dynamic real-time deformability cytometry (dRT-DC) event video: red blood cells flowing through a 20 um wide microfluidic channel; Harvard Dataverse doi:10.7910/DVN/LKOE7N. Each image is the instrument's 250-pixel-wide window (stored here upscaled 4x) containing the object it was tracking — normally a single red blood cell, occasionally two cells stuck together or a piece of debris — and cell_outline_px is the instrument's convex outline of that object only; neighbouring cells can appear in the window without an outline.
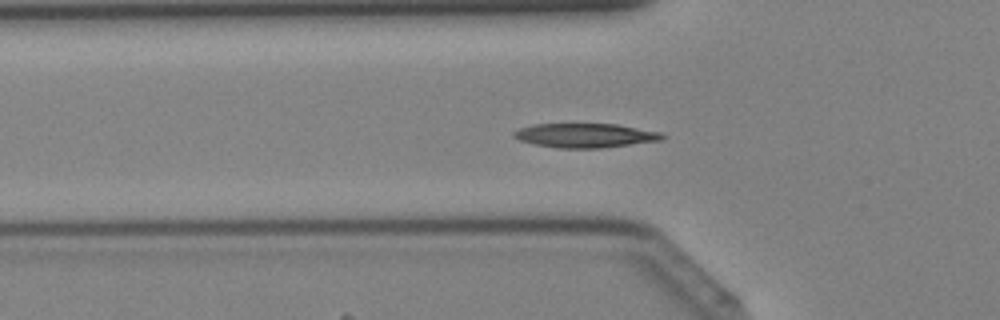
{"species": "Egyptian fruit bat (a non-hibernating species)", "species_latin": "Rousettus aegyptiacus", "temperature_condition": "cold", "stored_images_in_passage": 34, "camera_frame_rate_fps": 3000, "um_per_image_px": 0.085, "animal": {"sex": "female"}, "frame": {"image": 1, "passage_image": 6, "time_ms": 1.667, "image_size_px": [1000, 320], "cell_outline_px": [[664, 136], [660, 140], [600, 148], [560, 148], [536, 144], [520, 140], [512, 136], [512, 132], [520, 128], [532, 124], [616, 124], [660, 132]], "centroid_in_image_um": [49.69, 11.51], "position_along_channel_um": 76.1, "area_um2": 20.63}}
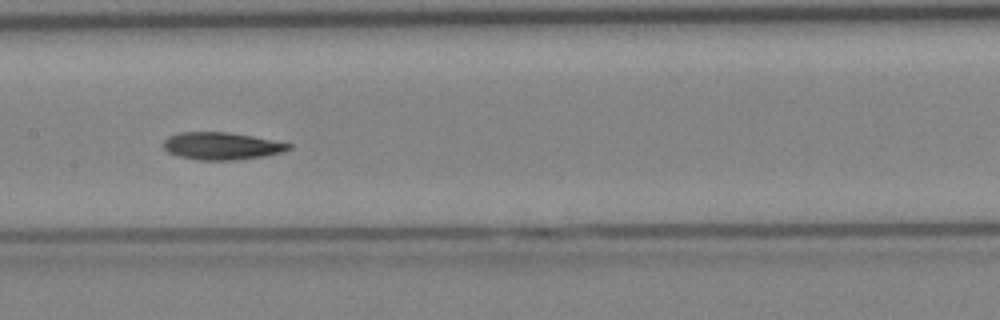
{"frame": {"image": 2, "passage_image": 13, "time_ms": 4.0, "image_size_px": [1000, 320], "cell_outline_px": [[292, 148], [284, 152], [264, 156], [236, 160], [196, 160], [180, 156], [168, 152], [164, 148], [164, 140], [168, 136], [176, 132], [228, 132], [252, 136], [292, 144]], "centroid_in_image_um": [18.84, 12.41], "position_along_channel_um": 188.6, "area_um2": 20.06}}
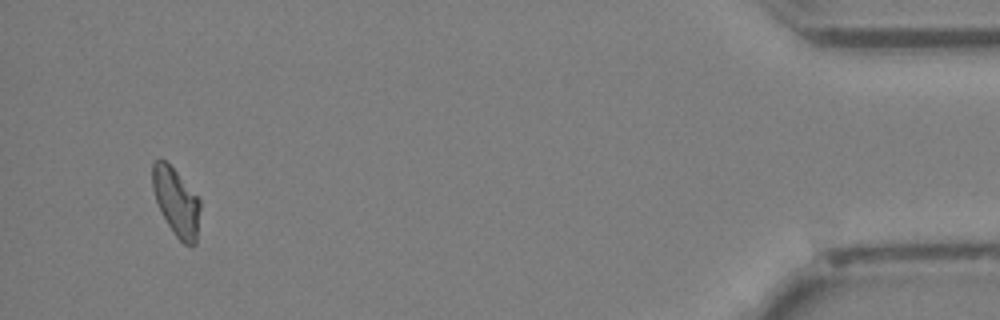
{"frame": {"image": 3, "passage_image": 32, "time_ms": 10.333, "image_size_px": [1000, 320], "cell_outline_px": [[200, 208], [196, 244], [192, 248], [184, 244], [176, 236], [168, 224], [156, 200], [152, 188], [152, 164], [160, 156], [176, 172], [200, 200]], "centroid_in_image_um": [14.98, 17.18], "position_along_channel_um": 420.2, "area_um2": 18.55}}